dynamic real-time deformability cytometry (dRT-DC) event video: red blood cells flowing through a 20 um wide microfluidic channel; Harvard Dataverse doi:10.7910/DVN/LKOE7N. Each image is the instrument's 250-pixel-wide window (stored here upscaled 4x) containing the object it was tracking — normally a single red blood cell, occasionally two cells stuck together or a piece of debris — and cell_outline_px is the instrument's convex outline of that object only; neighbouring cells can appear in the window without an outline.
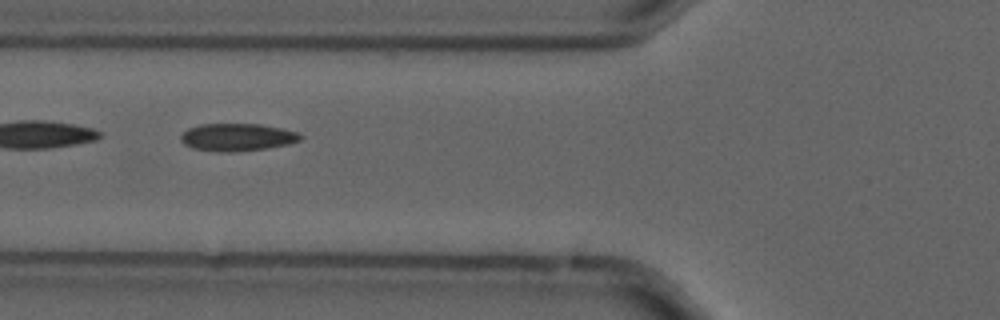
{"species": "common noctule bat (a hibernating species)", "species_latin": "Nyctalus noctula", "temperature_condition": "cold", "stored_images_in_passage": 10, "camera_frame_rate_fps": 3000, "um_per_image_px": 0.085, "animal": {"sex": "male", "forearm_length_mm": 52.5}, "frame": {"image": 1, "passage_image": 6, "time_ms": 1.667, "image_size_px": [1000, 320], "cell_outline_px": [[304, 136], [300, 140], [288, 144], [268, 148], [236, 152], [220, 152], [192, 148], [184, 144], [180, 140], [180, 136], [188, 128], [200, 124], [260, 124], [300, 132]], "centroid_in_image_um": [20.18, 11.66], "position_along_channel_um": 105.6, "area_um2": 19.36}}